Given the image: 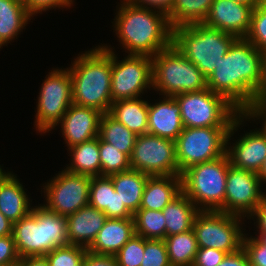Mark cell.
Returning <instances> with one entry per match:
<instances>
[{
    "instance_id": "9",
    "label": "cell",
    "mask_w": 266,
    "mask_h": 266,
    "mask_svg": "<svg viewBox=\"0 0 266 266\" xmlns=\"http://www.w3.org/2000/svg\"><path fill=\"white\" fill-rule=\"evenodd\" d=\"M40 87L34 127L37 133L45 135L56 130V125L73 103L69 69H51Z\"/></svg>"
},
{
    "instance_id": "22",
    "label": "cell",
    "mask_w": 266,
    "mask_h": 266,
    "mask_svg": "<svg viewBox=\"0 0 266 266\" xmlns=\"http://www.w3.org/2000/svg\"><path fill=\"white\" fill-rule=\"evenodd\" d=\"M17 177L11 171L0 182V212L13 223L27 216L33 208L27 189Z\"/></svg>"
},
{
    "instance_id": "38",
    "label": "cell",
    "mask_w": 266,
    "mask_h": 266,
    "mask_svg": "<svg viewBox=\"0 0 266 266\" xmlns=\"http://www.w3.org/2000/svg\"><path fill=\"white\" fill-rule=\"evenodd\" d=\"M140 266H171L162 239H145L144 257Z\"/></svg>"
},
{
    "instance_id": "11",
    "label": "cell",
    "mask_w": 266,
    "mask_h": 266,
    "mask_svg": "<svg viewBox=\"0 0 266 266\" xmlns=\"http://www.w3.org/2000/svg\"><path fill=\"white\" fill-rule=\"evenodd\" d=\"M244 221V217L225 212L200 211L193 223L198 248H214L227 254L239 250L246 234Z\"/></svg>"
},
{
    "instance_id": "25",
    "label": "cell",
    "mask_w": 266,
    "mask_h": 266,
    "mask_svg": "<svg viewBox=\"0 0 266 266\" xmlns=\"http://www.w3.org/2000/svg\"><path fill=\"white\" fill-rule=\"evenodd\" d=\"M32 18L22 2L0 0V49L18 39Z\"/></svg>"
},
{
    "instance_id": "24",
    "label": "cell",
    "mask_w": 266,
    "mask_h": 266,
    "mask_svg": "<svg viewBox=\"0 0 266 266\" xmlns=\"http://www.w3.org/2000/svg\"><path fill=\"white\" fill-rule=\"evenodd\" d=\"M181 192V176H149L143 191L140 208L162 211Z\"/></svg>"
},
{
    "instance_id": "53",
    "label": "cell",
    "mask_w": 266,
    "mask_h": 266,
    "mask_svg": "<svg viewBox=\"0 0 266 266\" xmlns=\"http://www.w3.org/2000/svg\"><path fill=\"white\" fill-rule=\"evenodd\" d=\"M233 1L253 6L254 8L260 3V0H233Z\"/></svg>"
},
{
    "instance_id": "48",
    "label": "cell",
    "mask_w": 266,
    "mask_h": 266,
    "mask_svg": "<svg viewBox=\"0 0 266 266\" xmlns=\"http://www.w3.org/2000/svg\"><path fill=\"white\" fill-rule=\"evenodd\" d=\"M252 101H266V51L261 52V78Z\"/></svg>"
},
{
    "instance_id": "31",
    "label": "cell",
    "mask_w": 266,
    "mask_h": 266,
    "mask_svg": "<svg viewBox=\"0 0 266 266\" xmlns=\"http://www.w3.org/2000/svg\"><path fill=\"white\" fill-rule=\"evenodd\" d=\"M214 0H174L167 15L171 27L200 24L206 19Z\"/></svg>"
},
{
    "instance_id": "49",
    "label": "cell",
    "mask_w": 266,
    "mask_h": 266,
    "mask_svg": "<svg viewBox=\"0 0 266 266\" xmlns=\"http://www.w3.org/2000/svg\"><path fill=\"white\" fill-rule=\"evenodd\" d=\"M17 266H49L45 256H28L20 258Z\"/></svg>"
},
{
    "instance_id": "54",
    "label": "cell",
    "mask_w": 266,
    "mask_h": 266,
    "mask_svg": "<svg viewBox=\"0 0 266 266\" xmlns=\"http://www.w3.org/2000/svg\"><path fill=\"white\" fill-rule=\"evenodd\" d=\"M10 170L6 172V170H4V167L0 165V182L8 175L10 174Z\"/></svg>"
},
{
    "instance_id": "29",
    "label": "cell",
    "mask_w": 266,
    "mask_h": 266,
    "mask_svg": "<svg viewBox=\"0 0 266 266\" xmlns=\"http://www.w3.org/2000/svg\"><path fill=\"white\" fill-rule=\"evenodd\" d=\"M70 163L64 167L75 174L101 176L99 137L71 146L67 149Z\"/></svg>"
},
{
    "instance_id": "4",
    "label": "cell",
    "mask_w": 266,
    "mask_h": 266,
    "mask_svg": "<svg viewBox=\"0 0 266 266\" xmlns=\"http://www.w3.org/2000/svg\"><path fill=\"white\" fill-rule=\"evenodd\" d=\"M13 237L21 258L45 256L53 249L69 245L67 218L44 205H33L31 212L13 223Z\"/></svg>"
},
{
    "instance_id": "45",
    "label": "cell",
    "mask_w": 266,
    "mask_h": 266,
    "mask_svg": "<svg viewBox=\"0 0 266 266\" xmlns=\"http://www.w3.org/2000/svg\"><path fill=\"white\" fill-rule=\"evenodd\" d=\"M132 5L153 9L168 15L172 11L174 0H128Z\"/></svg>"
},
{
    "instance_id": "15",
    "label": "cell",
    "mask_w": 266,
    "mask_h": 266,
    "mask_svg": "<svg viewBox=\"0 0 266 266\" xmlns=\"http://www.w3.org/2000/svg\"><path fill=\"white\" fill-rule=\"evenodd\" d=\"M263 186L257 173L230 166L227 171L225 200L220 212L248 219L266 194V187L263 189Z\"/></svg>"
},
{
    "instance_id": "43",
    "label": "cell",
    "mask_w": 266,
    "mask_h": 266,
    "mask_svg": "<svg viewBox=\"0 0 266 266\" xmlns=\"http://www.w3.org/2000/svg\"><path fill=\"white\" fill-rule=\"evenodd\" d=\"M227 253L214 248H198L192 266H218Z\"/></svg>"
},
{
    "instance_id": "26",
    "label": "cell",
    "mask_w": 266,
    "mask_h": 266,
    "mask_svg": "<svg viewBox=\"0 0 266 266\" xmlns=\"http://www.w3.org/2000/svg\"><path fill=\"white\" fill-rule=\"evenodd\" d=\"M149 100L142 97L113 102L109 114L136 135L148 133Z\"/></svg>"
},
{
    "instance_id": "46",
    "label": "cell",
    "mask_w": 266,
    "mask_h": 266,
    "mask_svg": "<svg viewBox=\"0 0 266 266\" xmlns=\"http://www.w3.org/2000/svg\"><path fill=\"white\" fill-rule=\"evenodd\" d=\"M218 266H251L244 248L228 253Z\"/></svg>"
},
{
    "instance_id": "52",
    "label": "cell",
    "mask_w": 266,
    "mask_h": 266,
    "mask_svg": "<svg viewBox=\"0 0 266 266\" xmlns=\"http://www.w3.org/2000/svg\"><path fill=\"white\" fill-rule=\"evenodd\" d=\"M253 236L262 246H266V231H256ZM258 233V234H257Z\"/></svg>"
},
{
    "instance_id": "6",
    "label": "cell",
    "mask_w": 266,
    "mask_h": 266,
    "mask_svg": "<svg viewBox=\"0 0 266 266\" xmlns=\"http://www.w3.org/2000/svg\"><path fill=\"white\" fill-rule=\"evenodd\" d=\"M152 91L171 96L202 91L207 78L173 44L152 57Z\"/></svg>"
},
{
    "instance_id": "2",
    "label": "cell",
    "mask_w": 266,
    "mask_h": 266,
    "mask_svg": "<svg viewBox=\"0 0 266 266\" xmlns=\"http://www.w3.org/2000/svg\"><path fill=\"white\" fill-rule=\"evenodd\" d=\"M113 19L120 48L128 55L153 57L172 45L173 28L164 13L120 0Z\"/></svg>"
},
{
    "instance_id": "42",
    "label": "cell",
    "mask_w": 266,
    "mask_h": 266,
    "mask_svg": "<svg viewBox=\"0 0 266 266\" xmlns=\"http://www.w3.org/2000/svg\"><path fill=\"white\" fill-rule=\"evenodd\" d=\"M242 115L247 119L258 121L261 125L257 128L266 138V101H252L242 112ZM256 120V121H255Z\"/></svg>"
},
{
    "instance_id": "23",
    "label": "cell",
    "mask_w": 266,
    "mask_h": 266,
    "mask_svg": "<svg viewBox=\"0 0 266 266\" xmlns=\"http://www.w3.org/2000/svg\"><path fill=\"white\" fill-rule=\"evenodd\" d=\"M134 234L133 218H108L87 250L96 254L115 255Z\"/></svg>"
},
{
    "instance_id": "21",
    "label": "cell",
    "mask_w": 266,
    "mask_h": 266,
    "mask_svg": "<svg viewBox=\"0 0 266 266\" xmlns=\"http://www.w3.org/2000/svg\"><path fill=\"white\" fill-rule=\"evenodd\" d=\"M89 205L103 211L107 218H133V214L121 202L109 176L91 177Z\"/></svg>"
},
{
    "instance_id": "14",
    "label": "cell",
    "mask_w": 266,
    "mask_h": 266,
    "mask_svg": "<svg viewBox=\"0 0 266 266\" xmlns=\"http://www.w3.org/2000/svg\"><path fill=\"white\" fill-rule=\"evenodd\" d=\"M130 168L150 176H181L175 141L148 133L138 135L130 157Z\"/></svg>"
},
{
    "instance_id": "35",
    "label": "cell",
    "mask_w": 266,
    "mask_h": 266,
    "mask_svg": "<svg viewBox=\"0 0 266 266\" xmlns=\"http://www.w3.org/2000/svg\"><path fill=\"white\" fill-rule=\"evenodd\" d=\"M87 248L78 245L60 246L45 255L49 266H84Z\"/></svg>"
},
{
    "instance_id": "40",
    "label": "cell",
    "mask_w": 266,
    "mask_h": 266,
    "mask_svg": "<svg viewBox=\"0 0 266 266\" xmlns=\"http://www.w3.org/2000/svg\"><path fill=\"white\" fill-rule=\"evenodd\" d=\"M75 0H27L24 4L27 11L34 17L37 14H43L53 9H70L73 6Z\"/></svg>"
},
{
    "instance_id": "27",
    "label": "cell",
    "mask_w": 266,
    "mask_h": 266,
    "mask_svg": "<svg viewBox=\"0 0 266 266\" xmlns=\"http://www.w3.org/2000/svg\"><path fill=\"white\" fill-rule=\"evenodd\" d=\"M200 210L181 192L168 203L162 213L166 223V237L193 229V223Z\"/></svg>"
},
{
    "instance_id": "36",
    "label": "cell",
    "mask_w": 266,
    "mask_h": 266,
    "mask_svg": "<svg viewBox=\"0 0 266 266\" xmlns=\"http://www.w3.org/2000/svg\"><path fill=\"white\" fill-rule=\"evenodd\" d=\"M145 238L134 234L115 254L119 266H140L144 257Z\"/></svg>"
},
{
    "instance_id": "18",
    "label": "cell",
    "mask_w": 266,
    "mask_h": 266,
    "mask_svg": "<svg viewBox=\"0 0 266 266\" xmlns=\"http://www.w3.org/2000/svg\"><path fill=\"white\" fill-rule=\"evenodd\" d=\"M102 112L91 107L72 103L61 121L56 125L67 148L98 137Z\"/></svg>"
},
{
    "instance_id": "13",
    "label": "cell",
    "mask_w": 266,
    "mask_h": 266,
    "mask_svg": "<svg viewBox=\"0 0 266 266\" xmlns=\"http://www.w3.org/2000/svg\"><path fill=\"white\" fill-rule=\"evenodd\" d=\"M91 177L61 169L55 176L43 183L40 192L44 195L47 209L61 216H69L89 205Z\"/></svg>"
},
{
    "instance_id": "44",
    "label": "cell",
    "mask_w": 266,
    "mask_h": 266,
    "mask_svg": "<svg viewBox=\"0 0 266 266\" xmlns=\"http://www.w3.org/2000/svg\"><path fill=\"white\" fill-rule=\"evenodd\" d=\"M84 266H119L115 255L96 254L86 251L83 257Z\"/></svg>"
},
{
    "instance_id": "16",
    "label": "cell",
    "mask_w": 266,
    "mask_h": 266,
    "mask_svg": "<svg viewBox=\"0 0 266 266\" xmlns=\"http://www.w3.org/2000/svg\"><path fill=\"white\" fill-rule=\"evenodd\" d=\"M246 121L247 119L242 113L232 121L226 140V154L231 166L258 173L266 158L264 135L257 128L248 130L249 132L244 130L245 134L241 133L239 137L236 136L238 139L235 140V143H231V137L235 136L238 128L243 129Z\"/></svg>"
},
{
    "instance_id": "12",
    "label": "cell",
    "mask_w": 266,
    "mask_h": 266,
    "mask_svg": "<svg viewBox=\"0 0 266 266\" xmlns=\"http://www.w3.org/2000/svg\"><path fill=\"white\" fill-rule=\"evenodd\" d=\"M101 45L112 51L111 98L112 103L119 100L143 97L152 90V57L146 55H126L119 60L113 48ZM141 95V96H140Z\"/></svg>"
},
{
    "instance_id": "41",
    "label": "cell",
    "mask_w": 266,
    "mask_h": 266,
    "mask_svg": "<svg viewBox=\"0 0 266 266\" xmlns=\"http://www.w3.org/2000/svg\"><path fill=\"white\" fill-rule=\"evenodd\" d=\"M20 258L13 234L0 237V266H17Z\"/></svg>"
},
{
    "instance_id": "30",
    "label": "cell",
    "mask_w": 266,
    "mask_h": 266,
    "mask_svg": "<svg viewBox=\"0 0 266 266\" xmlns=\"http://www.w3.org/2000/svg\"><path fill=\"white\" fill-rule=\"evenodd\" d=\"M137 136L109 113L102 114L98 137L117 147L119 151L126 154L129 158L132 155Z\"/></svg>"
},
{
    "instance_id": "55",
    "label": "cell",
    "mask_w": 266,
    "mask_h": 266,
    "mask_svg": "<svg viewBox=\"0 0 266 266\" xmlns=\"http://www.w3.org/2000/svg\"><path fill=\"white\" fill-rule=\"evenodd\" d=\"M260 4H261L263 7H266V0H260Z\"/></svg>"
},
{
    "instance_id": "56",
    "label": "cell",
    "mask_w": 266,
    "mask_h": 266,
    "mask_svg": "<svg viewBox=\"0 0 266 266\" xmlns=\"http://www.w3.org/2000/svg\"><path fill=\"white\" fill-rule=\"evenodd\" d=\"M17 1L22 2L23 4L27 2V0H17Z\"/></svg>"
},
{
    "instance_id": "50",
    "label": "cell",
    "mask_w": 266,
    "mask_h": 266,
    "mask_svg": "<svg viewBox=\"0 0 266 266\" xmlns=\"http://www.w3.org/2000/svg\"><path fill=\"white\" fill-rule=\"evenodd\" d=\"M13 234V222L0 212V237Z\"/></svg>"
},
{
    "instance_id": "32",
    "label": "cell",
    "mask_w": 266,
    "mask_h": 266,
    "mask_svg": "<svg viewBox=\"0 0 266 266\" xmlns=\"http://www.w3.org/2000/svg\"><path fill=\"white\" fill-rule=\"evenodd\" d=\"M171 266H192L198 246L193 229L164 239Z\"/></svg>"
},
{
    "instance_id": "19",
    "label": "cell",
    "mask_w": 266,
    "mask_h": 266,
    "mask_svg": "<svg viewBox=\"0 0 266 266\" xmlns=\"http://www.w3.org/2000/svg\"><path fill=\"white\" fill-rule=\"evenodd\" d=\"M162 98V99H161ZM148 106V134L176 141L184 125L180 105L171 96H161Z\"/></svg>"
},
{
    "instance_id": "1",
    "label": "cell",
    "mask_w": 266,
    "mask_h": 266,
    "mask_svg": "<svg viewBox=\"0 0 266 266\" xmlns=\"http://www.w3.org/2000/svg\"><path fill=\"white\" fill-rule=\"evenodd\" d=\"M260 78L261 52L246 38H237L207 77V88L242 112L252 102Z\"/></svg>"
},
{
    "instance_id": "20",
    "label": "cell",
    "mask_w": 266,
    "mask_h": 266,
    "mask_svg": "<svg viewBox=\"0 0 266 266\" xmlns=\"http://www.w3.org/2000/svg\"><path fill=\"white\" fill-rule=\"evenodd\" d=\"M67 218L69 244L89 248L108 219L103 211L87 205Z\"/></svg>"
},
{
    "instance_id": "33",
    "label": "cell",
    "mask_w": 266,
    "mask_h": 266,
    "mask_svg": "<svg viewBox=\"0 0 266 266\" xmlns=\"http://www.w3.org/2000/svg\"><path fill=\"white\" fill-rule=\"evenodd\" d=\"M133 219L135 234L145 239L166 238V223L162 211L139 208Z\"/></svg>"
},
{
    "instance_id": "5",
    "label": "cell",
    "mask_w": 266,
    "mask_h": 266,
    "mask_svg": "<svg viewBox=\"0 0 266 266\" xmlns=\"http://www.w3.org/2000/svg\"><path fill=\"white\" fill-rule=\"evenodd\" d=\"M236 39L200 23L174 28L172 44L207 78Z\"/></svg>"
},
{
    "instance_id": "47",
    "label": "cell",
    "mask_w": 266,
    "mask_h": 266,
    "mask_svg": "<svg viewBox=\"0 0 266 266\" xmlns=\"http://www.w3.org/2000/svg\"><path fill=\"white\" fill-rule=\"evenodd\" d=\"M251 219L254 221L255 231H266V194L256 207L255 212L248 218V220Z\"/></svg>"
},
{
    "instance_id": "7",
    "label": "cell",
    "mask_w": 266,
    "mask_h": 266,
    "mask_svg": "<svg viewBox=\"0 0 266 266\" xmlns=\"http://www.w3.org/2000/svg\"><path fill=\"white\" fill-rule=\"evenodd\" d=\"M227 154L220 158L193 165L182 174V192L200 211H221L225 200Z\"/></svg>"
},
{
    "instance_id": "39",
    "label": "cell",
    "mask_w": 266,
    "mask_h": 266,
    "mask_svg": "<svg viewBox=\"0 0 266 266\" xmlns=\"http://www.w3.org/2000/svg\"><path fill=\"white\" fill-rule=\"evenodd\" d=\"M250 235V237H249ZM246 233L243 248L251 266H266V246H262L251 234Z\"/></svg>"
},
{
    "instance_id": "34",
    "label": "cell",
    "mask_w": 266,
    "mask_h": 266,
    "mask_svg": "<svg viewBox=\"0 0 266 266\" xmlns=\"http://www.w3.org/2000/svg\"><path fill=\"white\" fill-rule=\"evenodd\" d=\"M99 157L101 162V176L130 170V158L119 151L117 147L99 138Z\"/></svg>"
},
{
    "instance_id": "10",
    "label": "cell",
    "mask_w": 266,
    "mask_h": 266,
    "mask_svg": "<svg viewBox=\"0 0 266 266\" xmlns=\"http://www.w3.org/2000/svg\"><path fill=\"white\" fill-rule=\"evenodd\" d=\"M230 127H184L175 141L180 174L193 165L225 155Z\"/></svg>"
},
{
    "instance_id": "3",
    "label": "cell",
    "mask_w": 266,
    "mask_h": 266,
    "mask_svg": "<svg viewBox=\"0 0 266 266\" xmlns=\"http://www.w3.org/2000/svg\"><path fill=\"white\" fill-rule=\"evenodd\" d=\"M68 67L73 103L109 113L111 98L112 51L102 45L82 51Z\"/></svg>"
},
{
    "instance_id": "37",
    "label": "cell",
    "mask_w": 266,
    "mask_h": 266,
    "mask_svg": "<svg viewBox=\"0 0 266 266\" xmlns=\"http://www.w3.org/2000/svg\"><path fill=\"white\" fill-rule=\"evenodd\" d=\"M245 38L260 52L266 51V7L260 3L253 9L250 29Z\"/></svg>"
},
{
    "instance_id": "51",
    "label": "cell",
    "mask_w": 266,
    "mask_h": 266,
    "mask_svg": "<svg viewBox=\"0 0 266 266\" xmlns=\"http://www.w3.org/2000/svg\"><path fill=\"white\" fill-rule=\"evenodd\" d=\"M257 175L260 178V181L265 184L264 186H266V158L260 168V170L258 171Z\"/></svg>"
},
{
    "instance_id": "17",
    "label": "cell",
    "mask_w": 266,
    "mask_h": 266,
    "mask_svg": "<svg viewBox=\"0 0 266 266\" xmlns=\"http://www.w3.org/2000/svg\"><path fill=\"white\" fill-rule=\"evenodd\" d=\"M254 7L233 0H214L203 24L245 38L250 29Z\"/></svg>"
},
{
    "instance_id": "28",
    "label": "cell",
    "mask_w": 266,
    "mask_h": 266,
    "mask_svg": "<svg viewBox=\"0 0 266 266\" xmlns=\"http://www.w3.org/2000/svg\"><path fill=\"white\" fill-rule=\"evenodd\" d=\"M150 175L138 170L130 169L128 171L114 173L109 177L118 192L121 202L134 215L140 208L145 184Z\"/></svg>"
},
{
    "instance_id": "8",
    "label": "cell",
    "mask_w": 266,
    "mask_h": 266,
    "mask_svg": "<svg viewBox=\"0 0 266 266\" xmlns=\"http://www.w3.org/2000/svg\"><path fill=\"white\" fill-rule=\"evenodd\" d=\"M184 127L231 126L241 113L225 97L206 88L174 96Z\"/></svg>"
}]
</instances>
